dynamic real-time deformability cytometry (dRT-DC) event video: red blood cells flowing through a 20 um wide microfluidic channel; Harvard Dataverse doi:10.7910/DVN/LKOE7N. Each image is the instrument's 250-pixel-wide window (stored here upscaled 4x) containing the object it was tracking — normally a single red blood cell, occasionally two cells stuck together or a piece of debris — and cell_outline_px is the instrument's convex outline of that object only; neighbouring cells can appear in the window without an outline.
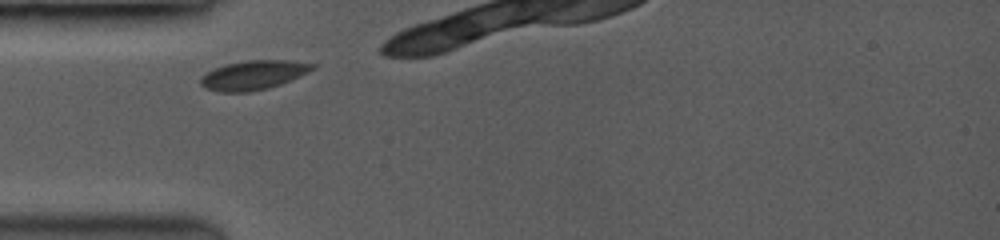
{"species": "common noctule bat (a hibernating species)", "species_latin": "Nyctalus noctula", "temperature_condition": "room temperature", "stored_images_in_passage": 3, "camera_frame_rate_fps": 3500, "um_per_image_px": 0.085, "animal": {"sex": "female", "body_mass_g": 19.0, "forearm_length_mm": 53.3}, "frame": {"image": 1, "passage_image": 1, "time_ms": 0.0, "image_size_px": [1000, 240], "cell_outline_px": [[316, 68], [280, 84], [268, 88], [248, 92], [220, 92], [208, 88], [200, 84], [200, 76], [216, 68], [228, 64], [248, 60], [288, 60], [316, 64]], "centroid_in_image_um": [21.54, 6.38], "position_along_channel_um": 63.5, "area_um2": 18.73}}